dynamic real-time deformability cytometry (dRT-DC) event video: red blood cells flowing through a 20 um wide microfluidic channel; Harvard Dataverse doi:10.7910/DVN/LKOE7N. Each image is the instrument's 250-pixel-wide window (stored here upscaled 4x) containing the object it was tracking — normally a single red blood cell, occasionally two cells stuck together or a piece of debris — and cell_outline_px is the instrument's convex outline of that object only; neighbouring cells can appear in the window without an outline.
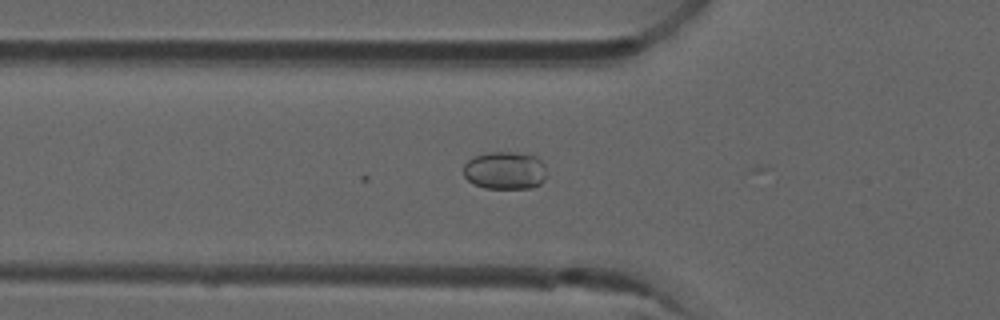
{"species": "common noctule bat (a hibernating species)", "species_latin": "Nyctalus noctula", "temperature_condition": "room temperature", "stored_images_in_passage": 13, "camera_frame_rate_fps": 3000, "um_per_image_px": 0.085, "animal": {"sex": "male", "forearm_length_mm": 52.5}, "frame": {"image": 1, "passage_image": 9, "time_ms": 2.667, "image_size_px": [1000, 320], "cell_outline_px": [[544, 180], [540, 184], [532, 188], [484, 188], [468, 180], [464, 176], [464, 164], [468, 160], [476, 156], [488, 152], [512, 152], [536, 156], [544, 164]], "centroid_in_image_um": [42.91, 14.49], "position_along_channel_um": 82.9, "area_um2": 18.15}}